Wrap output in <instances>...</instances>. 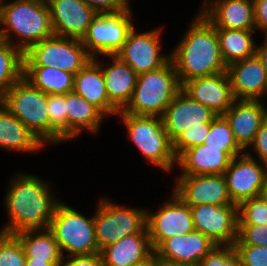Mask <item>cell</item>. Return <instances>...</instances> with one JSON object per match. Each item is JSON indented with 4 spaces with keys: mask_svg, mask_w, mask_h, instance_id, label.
I'll use <instances>...</instances> for the list:
<instances>
[{
    "mask_svg": "<svg viewBox=\"0 0 267 266\" xmlns=\"http://www.w3.org/2000/svg\"><path fill=\"white\" fill-rule=\"evenodd\" d=\"M49 185L38 176L17 172L5 196L9 223L1 232L16 234L25 230L48 229L60 203L59 199L52 197Z\"/></svg>",
    "mask_w": 267,
    "mask_h": 266,
    "instance_id": "cell-1",
    "label": "cell"
},
{
    "mask_svg": "<svg viewBox=\"0 0 267 266\" xmlns=\"http://www.w3.org/2000/svg\"><path fill=\"white\" fill-rule=\"evenodd\" d=\"M170 55L180 84L227 71L216 28L201 11Z\"/></svg>",
    "mask_w": 267,
    "mask_h": 266,
    "instance_id": "cell-2",
    "label": "cell"
},
{
    "mask_svg": "<svg viewBox=\"0 0 267 266\" xmlns=\"http://www.w3.org/2000/svg\"><path fill=\"white\" fill-rule=\"evenodd\" d=\"M1 24L0 39L11 43L23 53L31 45L54 35L50 10L45 0H14L9 3L1 0ZM11 32L19 42H14Z\"/></svg>",
    "mask_w": 267,
    "mask_h": 266,
    "instance_id": "cell-3",
    "label": "cell"
},
{
    "mask_svg": "<svg viewBox=\"0 0 267 266\" xmlns=\"http://www.w3.org/2000/svg\"><path fill=\"white\" fill-rule=\"evenodd\" d=\"M180 90L181 84L170 60L155 71L138 75L132 98L122 111L137 116L162 117Z\"/></svg>",
    "mask_w": 267,
    "mask_h": 266,
    "instance_id": "cell-4",
    "label": "cell"
},
{
    "mask_svg": "<svg viewBox=\"0 0 267 266\" xmlns=\"http://www.w3.org/2000/svg\"><path fill=\"white\" fill-rule=\"evenodd\" d=\"M120 118L126 125L128 137L142 152L149 163L163 171H171L177 164L173 151V142L164 129L161 117L137 116L120 110Z\"/></svg>",
    "mask_w": 267,
    "mask_h": 266,
    "instance_id": "cell-5",
    "label": "cell"
},
{
    "mask_svg": "<svg viewBox=\"0 0 267 266\" xmlns=\"http://www.w3.org/2000/svg\"><path fill=\"white\" fill-rule=\"evenodd\" d=\"M64 256L99 254L94 216L85 217L80 212L60 202L50 220L49 228Z\"/></svg>",
    "mask_w": 267,
    "mask_h": 266,
    "instance_id": "cell-6",
    "label": "cell"
},
{
    "mask_svg": "<svg viewBox=\"0 0 267 266\" xmlns=\"http://www.w3.org/2000/svg\"><path fill=\"white\" fill-rule=\"evenodd\" d=\"M0 103L15 115L45 145L49 143L47 94L23 76L0 98Z\"/></svg>",
    "mask_w": 267,
    "mask_h": 266,
    "instance_id": "cell-7",
    "label": "cell"
},
{
    "mask_svg": "<svg viewBox=\"0 0 267 266\" xmlns=\"http://www.w3.org/2000/svg\"><path fill=\"white\" fill-rule=\"evenodd\" d=\"M92 58L81 39L53 35L23 53V66H48L76 75Z\"/></svg>",
    "mask_w": 267,
    "mask_h": 266,
    "instance_id": "cell-8",
    "label": "cell"
},
{
    "mask_svg": "<svg viewBox=\"0 0 267 266\" xmlns=\"http://www.w3.org/2000/svg\"><path fill=\"white\" fill-rule=\"evenodd\" d=\"M146 213V210L122 207L108 198H102L94 213L95 234L100 251L124 237L142 232L146 228Z\"/></svg>",
    "mask_w": 267,
    "mask_h": 266,
    "instance_id": "cell-9",
    "label": "cell"
},
{
    "mask_svg": "<svg viewBox=\"0 0 267 266\" xmlns=\"http://www.w3.org/2000/svg\"><path fill=\"white\" fill-rule=\"evenodd\" d=\"M131 9L116 13H97L81 39L92 59L98 55L115 56L134 28Z\"/></svg>",
    "mask_w": 267,
    "mask_h": 266,
    "instance_id": "cell-10",
    "label": "cell"
},
{
    "mask_svg": "<svg viewBox=\"0 0 267 266\" xmlns=\"http://www.w3.org/2000/svg\"><path fill=\"white\" fill-rule=\"evenodd\" d=\"M160 209L146 213V227L153 250L164 240L195 230L190 206L173 191Z\"/></svg>",
    "mask_w": 267,
    "mask_h": 266,
    "instance_id": "cell-11",
    "label": "cell"
},
{
    "mask_svg": "<svg viewBox=\"0 0 267 266\" xmlns=\"http://www.w3.org/2000/svg\"><path fill=\"white\" fill-rule=\"evenodd\" d=\"M194 228L218 246H233L238 238V206L190 207Z\"/></svg>",
    "mask_w": 267,
    "mask_h": 266,
    "instance_id": "cell-12",
    "label": "cell"
},
{
    "mask_svg": "<svg viewBox=\"0 0 267 266\" xmlns=\"http://www.w3.org/2000/svg\"><path fill=\"white\" fill-rule=\"evenodd\" d=\"M254 159L248 152L234 157L224 176L228 194L233 204L258 197L267 175V165Z\"/></svg>",
    "mask_w": 267,
    "mask_h": 266,
    "instance_id": "cell-13",
    "label": "cell"
},
{
    "mask_svg": "<svg viewBox=\"0 0 267 266\" xmlns=\"http://www.w3.org/2000/svg\"><path fill=\"white\" fill-rule=\"evenodd\" d=\"M160 34L162 33L159 28L139 34L133 28L116 56L128 64L137 75L155 71L166 65L171 56L161 54Z\"/></svg>",
    "mask_w": 267,
    "mask_h": 266,
    "instance_id": "cell-14",
    "label": "cell"
},
{
    "mask_svg": "<svg viewBox=\"0 0 267 266\" xmlns=\"http://www.w3.org/2000/svg\"><path fill=\"white\" fill-rule=\"evenodd\" d=\"M176 180L174 192L190 207L235 205L228 194L224 174L179 175Z\"/></svg>",
    "mask_w": 267,
    "mask_h": 266,
    "instance_id": "cell-15",
    "label": "cell"
},
{
    "mask_svg": "<svg viewBox=\"0 0 267 266\" xmlns=\"http://www.w3.org/2000/svg\"><path fill=\"white\" fill-rule=\"evenodd\" d=\"M218 115L200 102L191 99L180 90L166 107L162 121L164 129L173 142L180 134L192 126L211 123Z\"/></svg>",
    "mask_w": 267,
    "mask_h": 266,
    "instance_id": "cell-16",
    "label": "cell"
},
{
    "mask_svg": "<svg viewBox=\"0 0 267 266\" xmlns=\"http://www.w3.org/2000/svg\"><path fill=\"white\" fill-rule=\"evenodd\" d=\"M54 35L82 39L97 12L83 0H46Z\"/></svg>",
    "mask_w": 267,
    "mask_h": 266,
    "instance_id": "cell-17",
    "label": "cell"
},
{
    "mask_svg": "<svg viewBox=\"0 0 267 266\" xmlns=\"http://www.w3.org/2000/svg\"><path fill=\"white\" fill-rule=\"evenodd\" d=\"M217 245L200 231L164 240L155 250L158 262L198 266Z\"/></svg>",
    "mask_w": 267,
    "mask_h": 266,
    "instance_id": "cell-18",
    "label": "cell"
},
{
    "mask_svg": "<svg viewBox=\"0 0 267 266\" xmlns=\"http://www.w3.org/2000/svg\"><path fill=\"white\" fill-rule=\"evenodd\" d=\"M181 90L217 115H223L236 100L227 71L183 82Z\"/></svg>",
    "mask_w": 267,
    "mask_h": 266,
    "instance_id": "cell-19",
    "label": "cell"
},
{
    "mask_svg": "<svg viewBox=\"0 0 267 266\" xmlns=\"http://www.w3.org/2000/svg\"><path fill=\"white\" fill-rule=\"evenodd\" d=\"M242 148H207L201 144L185 150L178 158L181 175L224 174L231 160L244 154Z\"/></svg>",
    "mask_w": 267,
    "mask_h": 266,
    "instance_id": "cell-20",
    "label": "cell"
},
{
    "mask_svg": "<svg viewBox=\"0 0 267 266\" xmlns=\"http://www.w3.org/2000/svg\"><path fill=\"white\" fill-rule=\"evenodd\" d=\"M235 99L263 100L267 95V73L254 54L227 67Z\"/></svg>",
    "mask_w": 267,
    "mask_h": 266,
    "instance_id": "cell-21",
    "label": "cell"
},
{
    "mask_svg": "<svg viewBox=\"0 0 267 266\" xmlns=\"http://www.w3.org/2000/svg\"><path fill=\"white\" fill-rule=\"evenodd\" d=\"M263 103L262 100L236 99L223 114L244 151L253 143L256 132L267 117V106Z\"/></svg>",
    "mask_w": 267,
    "mask_h": 266,
    "instance_id": "cell-22",
    "label": "cell"
},
{
    "mask_svg": "<svg viewBox=\"0 0 267 266\" xmlns=\"http://www.w3.org/2000/svg\"><path fill=\"white\" fill-rule=\"evenodd\" d=\"M211 2L205 0L200 11L215 28L256 30L253 0H212Z\"/></svg>",
    "mask_w": 267,
    "mask_h": 266,
    "instance_id": "cell-23",
    "label": "cell"
},
{
    "mask_svg": "<svg viewBox=\"0 0 267 266\" xmlns=\"http://www.w3.org/2000/svg\"><path fill=\"white\" fill-rule=\"evenodd\" d=\"M154 254L147 227L140 233L124 237L100 251L104 266H133Z\"/></svg>",
    "mask_w": 267,
    "mask_h": 266,
    "instance_id": "cell-24",
    "label": "cell"
},
{
    "mask_svg": "<svg viewBox=\"0 0 267 266\" xmlns=\"http://www.w3.org/2000/svg\"><path fill=\"white\" fill-rule=\"evenodd\" d=\"M73 92L97 107L105 116L119 112L109 101L102 68L97 59H91L75 75Z\"/></svg>",
    "mask_w": 267,
    "mask_h": 266,
    "instance_id": "cell-25",
    "label": "cell"
},
{
    "mask_svg": "<svg viewBox=\"0 0 267 266\" xmlns=\"http://www.w3.org/2000/svg\"><path fill=\"white\" fill-rule=\"evenodd\" d=\"M107 57H112V65L104 67L103 64H98L102 68L109 101L120 111L130 102L138 75L116 55Z\"/></svg>",
    "mask_w": 267,
    "mask_h": 266,
    "instance_id": "cell-26",
    "label": "cell"
},
{
    "mask_svg": "<svg viewBox=\"0 0 267 266\" xmlns=\"http://www.w3.org/2000/svg\"><path fill=\"white\" fill-rule=\"evenodd\" d=\"M67 141L78 137L85 129L96 134L106 116L94 105L74 92L65 94ZM83 130V131H82Z\"/></svg>",
    "mask_w": 267,
    "mask_h": 266,
    "instance_id": "cell-27",
    "label": "cell"
},
{
    "mask_svg": "<svg viewBox=\"0 0 267 266\" xmlns=\"http://www.w3.org/2000/svg\"><path fill=\"white\" fill-rule=\"evenodd\" d=\"M45 145L15 115L0 103V147L19 152H37Z\"/></svg>",
    "mask_w": 267,
    "mask_h": 266,
    "instance_id": "cell-28",
    "label": "cell"
},
{
    "mask_svg": "<svg viewBox=\"0 0 267 266\" xmlns=\"http://www.w3.org/2000/svg\"><path fill=\"white\" fill-rule=\"evenodd\" d=\"M22 243L25 260H44L59 266L63 255L49 229L25 230L15 234Z\"/></svg>",
    "mask_w": 267,
    "mask_h": 266,
    "instance_id": "cell-29",
    "label": "cell"
},
{
    "mask_svg": "<svg viewBox=\"0 0 267 266\" xmlns=\"http://www.w3.org/2000/svg\"><path fill=\"white\" fill-rule=\"evenodd\" d=\"M23 77L45 94L73 92L75 75L48 66H23Z\"/></svg>",
    "mask_w": 267,
    "mask_h": 266,
    "instance_id": "cell-30",
    "label": "cell"
},
{
    "mask_svg": "<svg viewBox=\"0 0 267 266\" xmlns=\"http://www.w3.org/2000/svg\"><path fill=\"white\" fill-rule=\"evenodd\" d=\"M254 31L216 28L221 55L227 67L256 54L257 45L252 37Z\"/></svg>",
    "mask_w": 267,
    "mask_h": 266,
    "instance_id": "cell-31",
    "label": "cell"
},
{
    "mask_svg": "<svg viewBox=\"0 0 267 266\" xmlns=\"http://www.w3.org/2000/svg\"><path fill=\"white\" fill-rule=\"evenodd\" d=\"M23 76V52L0 39V98Z\"/></svg>",
    "mask_w": 267,
    "mask_h": 266,
    "instance_id": "cell-32",
    "label": "cell"
},
{
    "mask_svg": "<svg viewBox=\"0 0 267 266\" xmlns=\"http://www.w3.org/2000/svg\"><path fill=\"white\" fill-rule=\"evenodd\" d=\"M49 117V145L67 140L65 94H47Z\"/></svg>",
    "mask_w": 267,
    "mask_h": 266,
    "instance_id": "cell-33",
    "label": "cell"
},
{
    "mask_svg": "<svg viewBox=\"0 0 267 266\" xmlns=\"http://www.w3.org/2000/svg\"><path fill=\"white\" fill-rule=\"evenodd\" d=\"M203 144L207 145V148H241L223 115H218L211 122L210 130Z\"/></svg>",
    "mask_w": 267,
    "mask_h": 266,
    "instance_id": "cell-34",
    "label": "cell"
},
{
    "mask_svg": "<svg viewBox=\"0 0 267 266\" xmlns=\"http://www.w3.org/2000/svg\"><path fill=\"white\" fill-rule=\"evenodd\" d=\"M25 252L15 234L0 231V266H25Z\"/></svg>",
    "mask_w": 267,
    "mask_h": 266,
    "instance_id": "cell-35",
    "label": "cell"
},
{
    "mask_svg": "<svg viewBox=\"0 0 267 266\" xmlns=\"http://www.w3.org/2000/svg\"><path fill=\"white\" fill-rule=\"evenodd\" d=\"M238 225H267V203L260 196L241 203L238 206Z\"/></svg>",
    "mask_w": 267,
    "mask_h": 266,
    "instance_id": "cell-36",
    "label": "cell"
},
{
    "mask_svg": "<svg viewBox=\"0 0 267 266\" xmlns=\"http://www.w3.org/2000/svg\"><path fill=\"white\" fill-rule=\"evenodd\" d=\"M211 123H202V126L189 128L173 141V151L178 158L185 150L201 145L210 130Z\"/></svg>",
    "mask_w": 267,
    "mask_h": 266,
    "instance_id": "cell-37",
    "label": "cell"
},
{
    "mask_svg": "<svg viewBox=\"0 0 267 266\" xmlns=\"http://www.w3.org/2000/svg\"><path fill=\"white\" fill-rule=\"evenodd\" d=\"M198 266H242V262L233 246L217 245Z\"/></svg>",
    "mask_w": 267,
    "mask_h": 266,
    "instance_id": "cell-38",
    "label": "cell"
},
{
    "mask_svg": "<svg viewBox=\"0 0 267 266\" xmlns=\"http://www.w3.org/2000/svg\"><path fill=\"white\" fill-rule=\"evenodd\" d=\"M234 245L267 247V225H238V238Z\"/></svg>",
    "mask_w": 267,
    "mask_h": 266,
    "instance_id": "cell-39",
    "label": "cell"
},
{
    "mask_svg": "<svg viewBox=\"0 0 267 266\" xmlns=\"http://www.w3.org/2000/svg\"><path fill=\"white\" fill-rule=\"evenodd\" d=\"M242 266H267V247L254 245H233Z\"/></svg>",
    "mask_w": 267,
    "mask_h": 266,
    "instance_id": "cell-40",
    "label": "cell"
},
{
    "mask_svg": "<svg viewBox=\"0 0 267 266\" xmlns=\"http://www.w3.org/2000/svg\"><path fill=\"white\" fill-rule=\"evenodd\" d=\"M97 13H116L129 9L128 0H83Z\"/></svg>",
    "mask_w": 267,
    "mask_h": 266,
    "instance_id": "cell-41",
    "label": "cell"
},
{
    "mask_svg": "<svg viewBox=\"0 0 267 266\" xmlns=\"http://www.w3.org/2000/svg\"><path fill=\"white\" fill-rule=\"evenodd\" d=\"M250 146L260 162L267 165V117L256 132L255 139Z\"/></svg>",
    "mask_w": 267,
    "mask_h": 266,
    "instance_id": "cell-42",
    "label": "cell"
},
{
    "mask_svg": "<svg viewBox=\"0 0 267 266\" xmlns=\"http://www.w3.org/2000/svg\"><path fill=\"white\" fill-rule=\"evenodd\" d=\"M67 259L66 263L64 260ZM59 266H104L99 254L63 256Z\"/></svg>",
    "mask_w": 267,
    "mask_h": 266,
    "instance_id": "cell-43",
    "label": "cell"
},
{
    "mask_svg": "<svg viewBox=\"0 0 267 266\" xmlns=\"http://www.w3.org/2000/svg\"><path fill=\"white\" fill-rule=\"evenodd\" d=\"M256 30L267 32V0H253Z\"/></svg>",
    "mask_w": 267,
    "mask_h": 266,
    "instance_id": "cell-44",
    "label": "cell"
},
{
    "mask_svg": "<svg viewBox=\"0 0 267 266\" xmlns=\"http://www.w3.org/2000/svg\"><path fill=\"white\" fill-rule=\"evenodd\" d=\"M265 34V40L264 43H261L260 46L256 47V55L259 57V59L262 62V65L267 73V32Z\"/></svg>",
    "mask_w": 267,
    "mask_h": 266,
    "instance_id": "cell-45",
    "label": "cell"
},
{
    "mask_svg": "<svg viewBox=\"0 0 267 266\" xmlns=\"http://www.w3.org/2000/svg\"><path fill=\"white\" fill-rule=\"evenodd\" d=\"M25 266H54L50 262L44 260H25Z\"/></svg>",
    "mask_w": 267,
    "mask_h": 266,
    "instance_id": "cell-46",
    "label": "cell"
},
{
    "mask_svg": "<svg viewBox=\"0 0 267 266\" xmlns=\"http://www.w3.org/2000/svg\"><path fill=\"white\" fill-rule=\"evenodd\" d=\"M133 266H158V260L155 256V254H153L149 259H147L141 263L135 264Z\"/></svg>",
    "mask_w": 267,
    "mask_h": 266,
    "instance_id": "cell-47",
    "label": "cell"
},
{
    "mask_svg": "<svg viewBox=\"0 0 267 266\" xmlns=\"http://www.w3.org/2000/svg\"><path fill=\"white\" fill-rule=\"evenodd\" d=\"M259 196L267 203V175Z\"/></svg>",
    "mask_w": 267,
    "mask_h": 266,
    "instance_id": "cell-48",
    "label": "cell"
},
{
    "mask_svg": "<svg viewBox=\"0 0 267 266\" xmlns=\"http://www.w3.org/2000/svg\"><path fill=\"white\" fill-rule=\"evenodd\" d=\"M158 266H192V265L175 264V263H169V262H158Z\"/></svg>",
    "mask_w": 267,
    "mask_h": 266,
    "instance_id": "cell-49",
    "label": "cell"
}]
</instances>
